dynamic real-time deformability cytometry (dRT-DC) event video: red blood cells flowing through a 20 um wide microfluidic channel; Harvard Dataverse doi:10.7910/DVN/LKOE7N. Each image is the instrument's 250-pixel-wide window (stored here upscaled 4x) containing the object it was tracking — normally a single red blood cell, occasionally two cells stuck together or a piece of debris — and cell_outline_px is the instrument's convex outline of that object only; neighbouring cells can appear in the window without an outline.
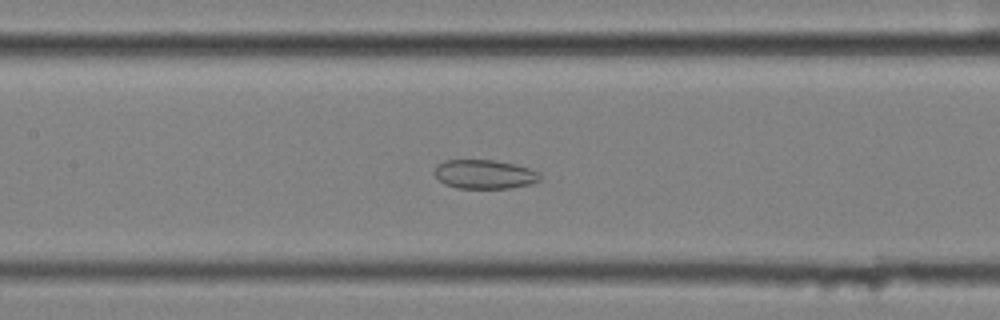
{"species": "common noctule bat (a hibernating species)", "species_latin": "Nyctalus noctula", "temperature_condition": "cold", "stored_images_in_passage": 58, "segment_of_instrument_passage": [2, 2], "camera_frame_rate_fps": 3000, "um_per_image_px": 0.085, "animal": {"sex": "female", "body_mass_g": 25.1}, "frame": {"image": 1, "passage_image": 28, "time_ms": 9.0, "image_size_px": [1000, 320], "cell_outline_px": [[540, 180], [528, 184], [512, 188], [456, 188], [444, 184], [436, 176], [436, 164], [444, 160], [496, 160], [528, 168], [540, 172]], "centroid_in_image_um": [41.17, 14.81], "position_along_channel_um": 166.2, "area_um2": 17.74}}
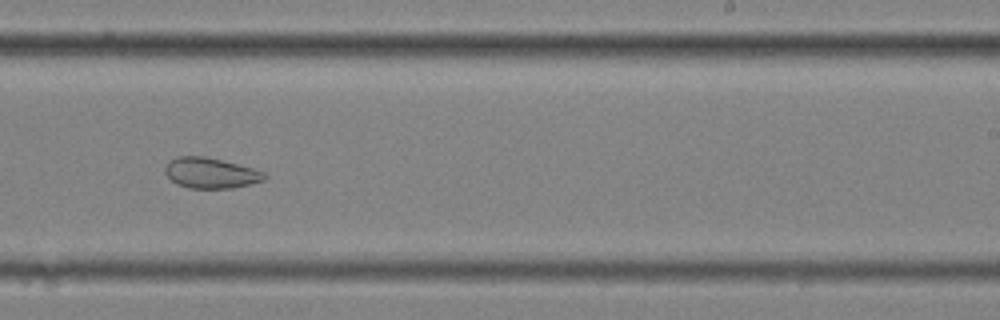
{"frame": {"image": 2, "passage_image": 37, "time_ms": 12.0, "image_size_px": [1000, 320], "cell_outline_px": [[268, 176], [264, 180], [232, 188], [188, 188], [176, 184], [164, 172], [164, 168], [176, 156], [204, 156], [252, 168], [264, 172]], "centroid_in_image_um": [17.89, 14.71], "position_along_channel_um": 271.1, "area_um2": 17.46}}
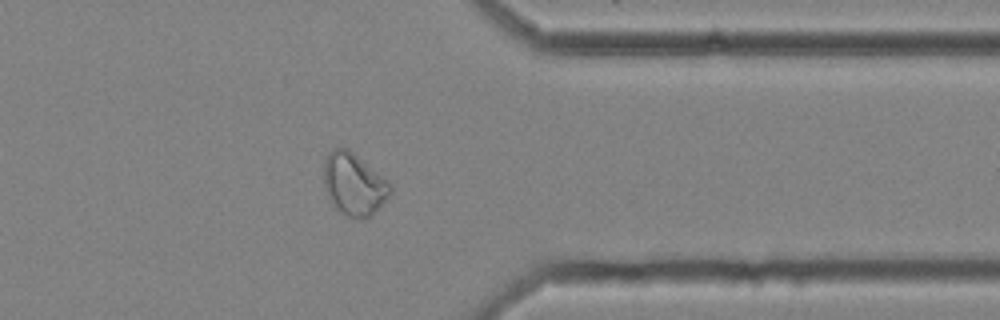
{"frame": {"image": 3, "passage_image": 47, "time_ms": 15.333, "image_size_px": [1000, 320], "cell_outline_px": [[392, 192], [372, 216], [364, 220], [348, 216], [340, 212], [332, 204], [324, 188], [324, 160], [328, 152], [332, 148], [348, 148], [388, 180], [392, 188]], "centroid_in_image_um": [30.08, 15.66], "position_along_channel_um": 381.3, "area_um2": 24.33}}